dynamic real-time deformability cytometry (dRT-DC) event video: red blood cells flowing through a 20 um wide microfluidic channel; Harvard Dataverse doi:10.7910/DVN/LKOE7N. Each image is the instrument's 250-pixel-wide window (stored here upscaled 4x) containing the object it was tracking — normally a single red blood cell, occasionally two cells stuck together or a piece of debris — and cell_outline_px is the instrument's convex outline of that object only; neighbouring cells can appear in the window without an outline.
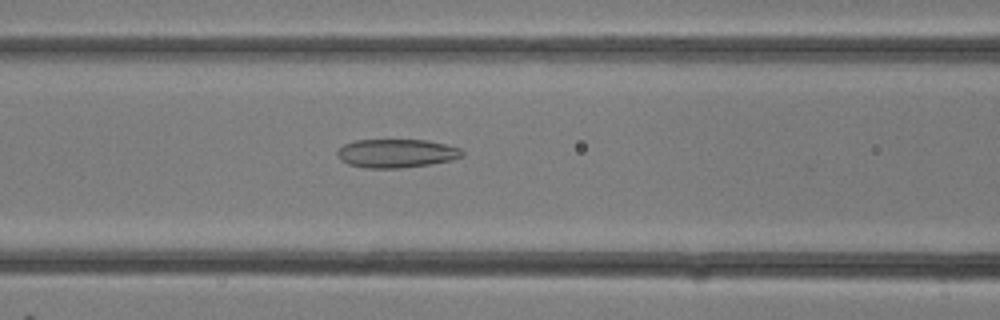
{"species": "common noctule bat (a hibernating species)", "species_latin": "Nyctalus noctula", "temperature_condition": "room temperature", "stored_images_in_passage": 29, "camera_frame_rate_fps": 3000, "um_per_image_px": 0.085, "animal": {"sex": "female"}, "frame": {"image": 1, "passage_image": 11, "time_ms": 3.333, "image_size_px": [1000, 320], "cell_outline_px": [[464, 156], [452, 160], [428, 164], [400, 168], [364, 168], [348, 164], [340, 160], [336, 152], [344, 144], [356, 140], [428, 140], [460, 148], [464, 152]], "centroid_in_image_um": [33.69, 13.03], "position_along_channel_um": 132.9, "area_um2": 20.81}}
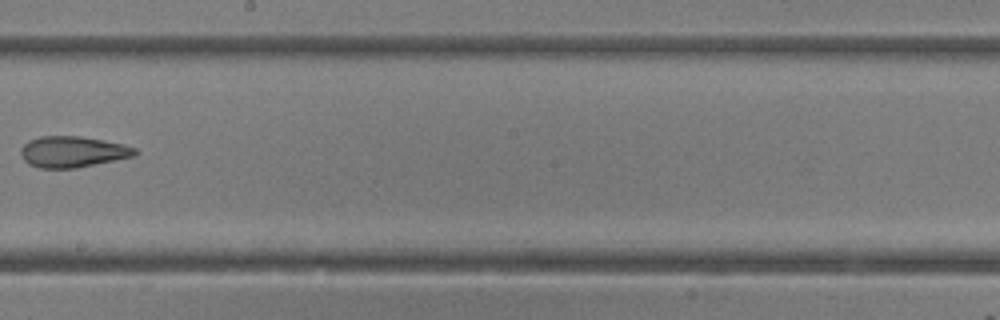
{"frame": {"image": 2, "passage_image": 16, "time_ms": 5.0, "image_size_px": [1000, 320], "cell_outline_px": [[140, 152], [136, 156], [76, 168], [40, 168], [28, 164], [24, 160], [20, 152], [20, 148], [28, 140], [40, 136], [80, 136], [124, 144], [136, 148]], "centroid_in_image_um": [6.19, 12.9], "position_along_channel_um": 242.0, "area_um2": 20.87}}
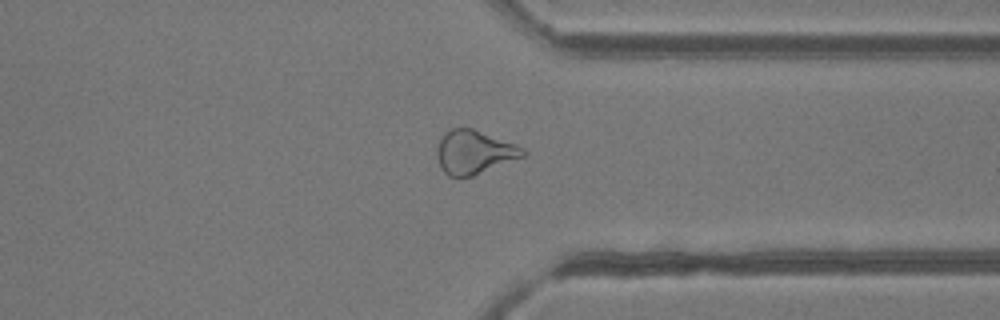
{"frame": {"image": 3, "passage_image": 22, "time_ms": 7.0, "image_size_px": [1000, 320], "cell_outline_px": [[528, 152], [524, 156], [472, 176], [448, 176], [440, 168], [436, 156], [436, 148], [444, 132], [452, 128], [472, 128], [516, 144], [524, 148]], "centroid_in_image_um": [40.28, 12.92], "position_along_channel_um": 371.1, "area_um2": 21.85}}